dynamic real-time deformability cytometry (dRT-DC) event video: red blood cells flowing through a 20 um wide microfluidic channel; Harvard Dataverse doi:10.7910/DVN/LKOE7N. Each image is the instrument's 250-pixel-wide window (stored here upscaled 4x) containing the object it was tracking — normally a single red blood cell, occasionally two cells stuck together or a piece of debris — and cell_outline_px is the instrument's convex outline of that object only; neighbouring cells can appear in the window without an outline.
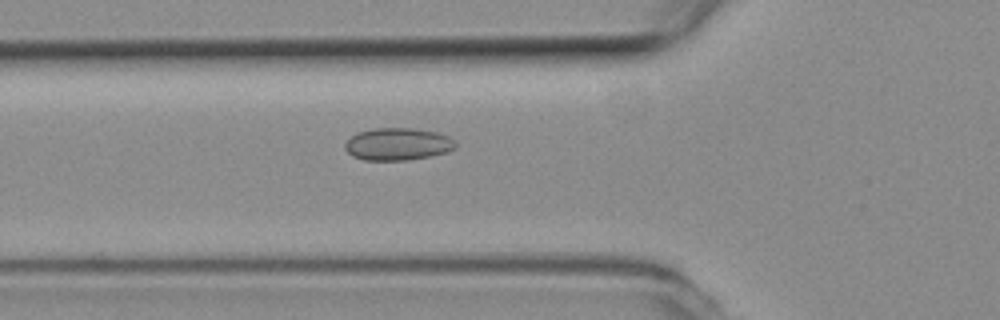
{"species": "common noctule bat (a hibernating species)", "species_latin": "Nyctalus noctula", "temperature_condition": "room temperature", "stored_images_in_passage": 47, "camera_frame_rate_fps": 3000, "um_per_image_px": 0.085, "animal": {"sex": "female", "body_mass_g": 19.3, "forearm_length_mm": 54.1}, "frame": {"image": 1, "passage_image": 12, "time_ms": 3.667, "image_size_px": [1000, 320], "cell_outline_px": [[456, 148], [448, 152], [408, 160], [364, 160], [352, 156], [344, 148], [344, 144], [356, 132], [372, 128], [412, 128], [436, 132], [448, 136], [456, 144]], "centroid_in_image_um": [33.78, 12.25], "position_along_channel_um": 92.0, "area_um2": 20.87}}
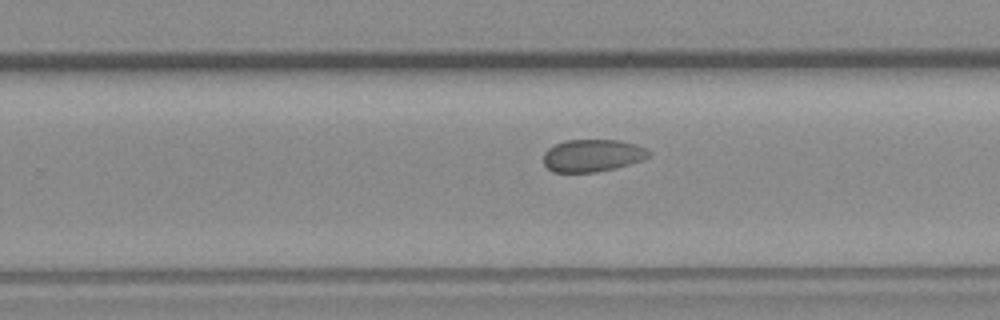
{"frame": {"image": 2, "passage_image": 27, "time_ms": 8.667, "image_size_px": [1000, 320], "cell_outline_px": [[652, 152], [648, 156], [640, 160], [616, 168], [596, 172], [552, 172], [544, 164], [544, 152], [548, 148], [564, 140], [620, 140], [636, 144], [648, 148]], "centroid_in_image_um": [50.36, 13.21], "position_along_channel_um": 279.4, "area_um2": 19.94}}
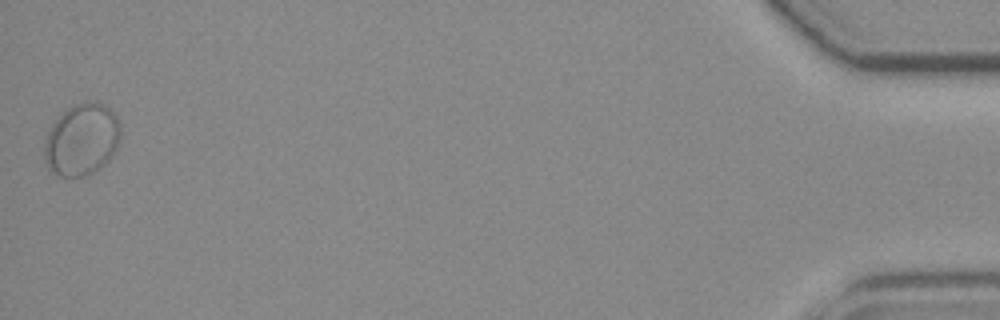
{"frame": {"image": 3, "passage_image": 47, "time_ms": 15.333, "image_size_px": [1000, 320], "cell_outline_px": [[120, 136], [116, 148], [108, 160], [104, 164], [88, 176], [60, 176], [52, 172], [48, 168], [44, 160], [44, 144], [48, 132], [52, 124], [68, 108], [84, 100], [92, 100], [104, 104], [116, 116], [120, 124]], "centroid_in_image_um": [6.94, 11.86], "position_along_channel_um": 428.3, "area_um2": 31.91}}